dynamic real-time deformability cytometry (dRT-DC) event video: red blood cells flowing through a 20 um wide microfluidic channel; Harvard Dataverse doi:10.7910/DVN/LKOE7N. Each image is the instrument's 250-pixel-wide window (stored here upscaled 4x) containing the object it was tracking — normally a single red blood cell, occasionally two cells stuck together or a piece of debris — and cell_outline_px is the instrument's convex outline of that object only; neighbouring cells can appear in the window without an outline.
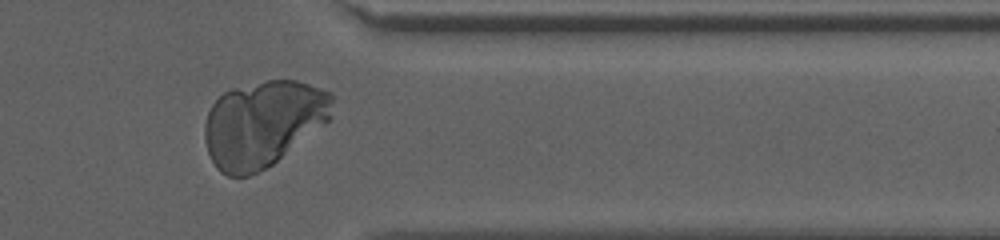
{"species": "human", "species_latin": "Homo sapiens", "temperature_condition": "cold", "stored_images_in_passage": 37, "camera_frame_rate_fps": 3000, "um_per_image_px": 0.085, "donor": {"sex": "female"}, "frame": {"image": 1, "passage_image": 29, "time_ms": 9.333, "image_size_px": [1000, 240], "cell_outline_px": [[332, 116], [324, 124], [272, 164], [248, 176], [228, 176], [220, 172], [216, 168], [208, 152], [204, 140], [204, 124], [208, 112], [212, 104], [224, 92], [232, 88], [268, 80], [296, 80], [332, 92]], "centroid_in_image_um": [22.33, 10.5], "position_along_channel_um": 389.1, "area_um2": 63.75}}